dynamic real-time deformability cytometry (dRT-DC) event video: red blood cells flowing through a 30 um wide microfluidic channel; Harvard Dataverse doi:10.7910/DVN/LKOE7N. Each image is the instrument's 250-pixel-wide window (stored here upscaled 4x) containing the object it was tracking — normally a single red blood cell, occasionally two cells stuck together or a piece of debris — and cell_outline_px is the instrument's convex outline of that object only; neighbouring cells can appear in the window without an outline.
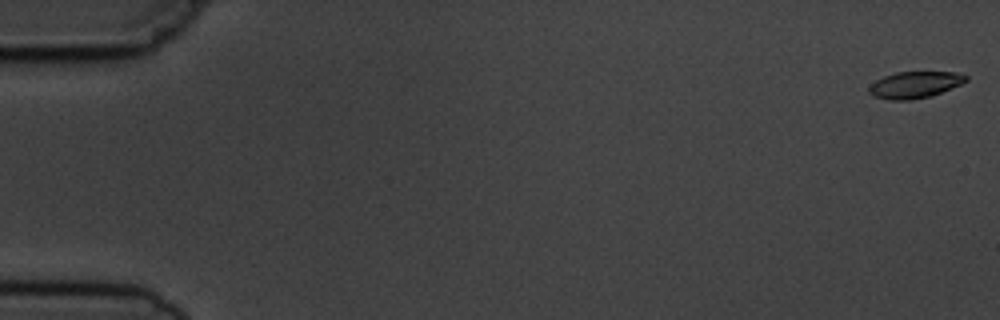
{"species": "common noctule bat (a hibernating species)", "species_latin": "Nyctalus noctula", "temperature_condition": "cold", "stored_images_in_passage": 5, "camera_frame_rate_fps": 3000, "um_per_image_px": 0.085, "animal": {"sex": "male", "body_mass_g": 19.5, "forearm_length_mm": 54.6}, "frame": {"image": 1, "passage_image": 1, "time_ms": 0.0, "image_size_px": [1000, 320], "cell_outline_px": [[968, 80], [960, 84], [932, 96], [908, 100], [888, 100], [872, 96], [868, 92], [868, 88], [876, 80], [884, 76], [896, 72], [956, 72], [968, 76]], "centroid_in_image_um": [77.74, 7.21], "position_along_channel_um": 7.3, "area_um2": 15.03}}
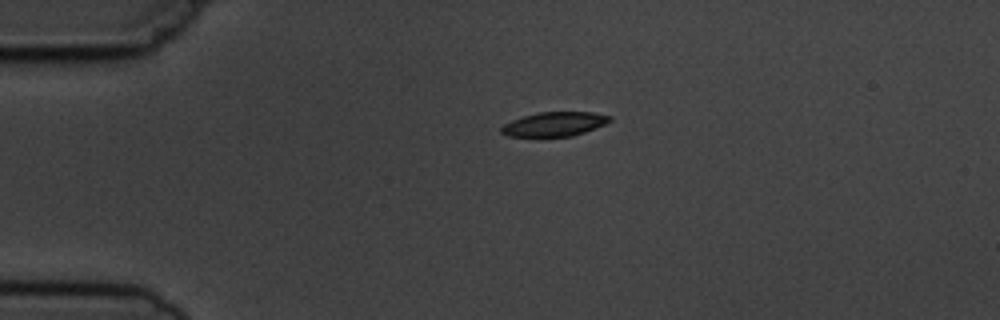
{"frame": {"image": 2, "passage_image": 4, "time_ms": 4.0, "image_size_px": [1000, 320], "cell_outline_px": [[612, 120], [596, 128], [572, 136], [508, 136], [500, 132], [500, 128], [504, 124], [512, 120], [524, 116], [540, 112], [592, 112], [612, 116]], "centroid_in_image_um": [47.14, 10.54], "position_along_channel_um": 37.9, "area_um2": 15.2}}